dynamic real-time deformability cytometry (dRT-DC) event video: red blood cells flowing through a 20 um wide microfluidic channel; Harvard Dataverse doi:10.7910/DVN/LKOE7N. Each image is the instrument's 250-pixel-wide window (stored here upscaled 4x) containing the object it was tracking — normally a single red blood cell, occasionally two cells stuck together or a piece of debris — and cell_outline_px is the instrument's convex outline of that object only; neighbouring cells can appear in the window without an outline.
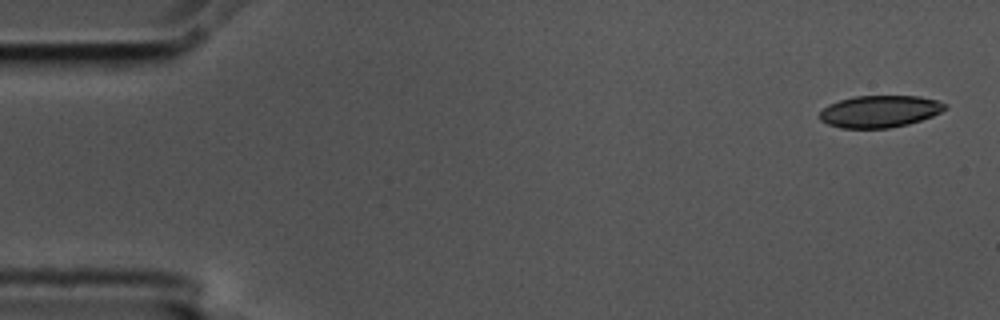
{"species": "common noctule bat (a hibernating species)", "species_latin": "Nyctalus noctula", "temperature_condition": "cold", "stored_images_in_passage": 5, "camera_frame_rate_fps": 3000, "um_per_image_px": 0.085, "animal": {"sex": "male", "body_mass_g": 17.5, "forearm_length_mm": 52.3}, "frame": {"image": 1, "passage_image": 1, "time_ms": 0.0, "image_size_px": [1000, 320], "cell_outline_px": [[948, 108], [932, 116], [908, 124], [888, 128], [840, 128], [828, 124], [820, 120], [820, 112], [828, 104], [840, 100], [856, 96], [920, 96], [936, 100], [948, 104]], "centroid_in_image_um": [74.79, 9.47], "position_along_channel_um": 10.2, "area_um2": 23.35}}
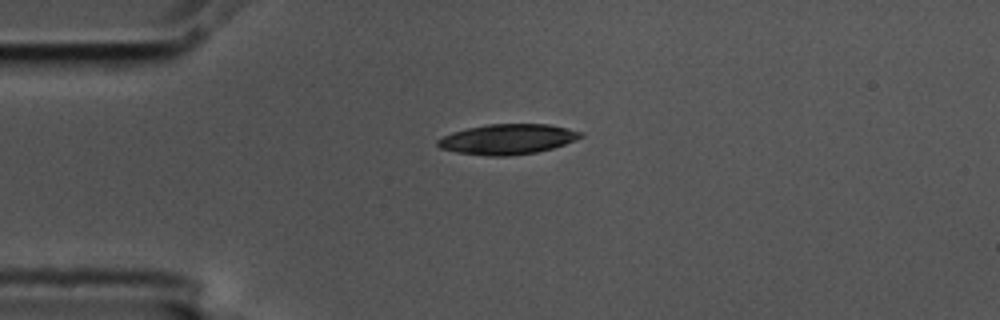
{"frame": {"image": 2, "passage_image": 4, "time_ms": 1.0, "image_size_px": [1000, 320], "cell_outline_px": [[584, 136], [576, 140], [552, 148], [536, 152], [508, 156], [488, 156], [456, 152], [440, 148], [436, 144], [436, 140], [452, 132], [468, 128], [488, 124], [548, 124], [568, 128], [584, 132]], "centroid_in_image_um": [43.16, 11.83], "position_along_channel_um": 41.8, "area_um2": 25.2}}